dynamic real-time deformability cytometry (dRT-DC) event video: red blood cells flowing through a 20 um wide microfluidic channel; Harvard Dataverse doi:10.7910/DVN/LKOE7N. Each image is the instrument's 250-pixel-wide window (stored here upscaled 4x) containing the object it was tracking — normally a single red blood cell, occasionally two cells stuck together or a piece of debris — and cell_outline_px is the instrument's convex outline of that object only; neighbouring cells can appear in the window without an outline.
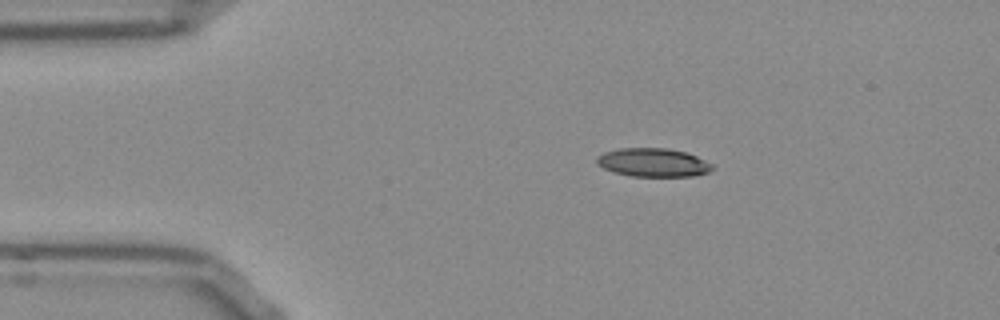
{"species": "Egyptian fruit bat (a non-hibernating species)", "species_latin": "Rousettus aegyptiacus", "temperature_condition": "room temperature", "stored_images_in_passage": 44, "camera_frame_rate_fps": 3000, "um_per_image_px": 0.085, "frame": {"image": 1, "passage_image": 1, "time_ms": 0.0, "image_size_px": [1000, 320], "cell_outline_px": [[716, 168], [708, 172], [692, 176], [632, 176], [616, 172], [604, 168], [596, 164], [596, 156], [604, 152], [620, 148], [668, 148], [688, 152], [712, 164]], "centroid_in_image_um": [55.53, 13.8], "position_along_channel_um": 29.5, "area_um2": 19.25}}
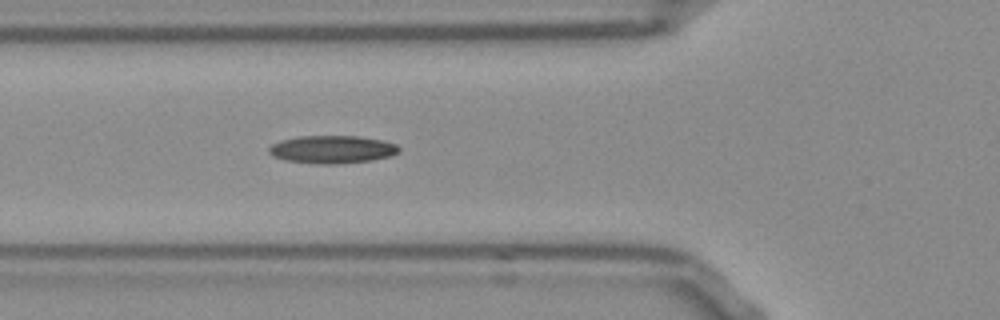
{"frame": {"image": 2, "passage_image": 10, "time_ms": 3.0, "image_size_px": [1000, 320], "cell_outline_px": [[400, 152], [392, 156], [372, 160], [332, 164], [316, 164], [284, 160], [272, 156], [268, 152], [268, 148], [272, 144], [280, 140], [300, 136], [356, 136], [384, 140], [396, 144], [400, 148]], "centroid_in_image_um": [28.24, 12.7], "position_along_channel_um": 97.6, "area_um2": 21.27}}
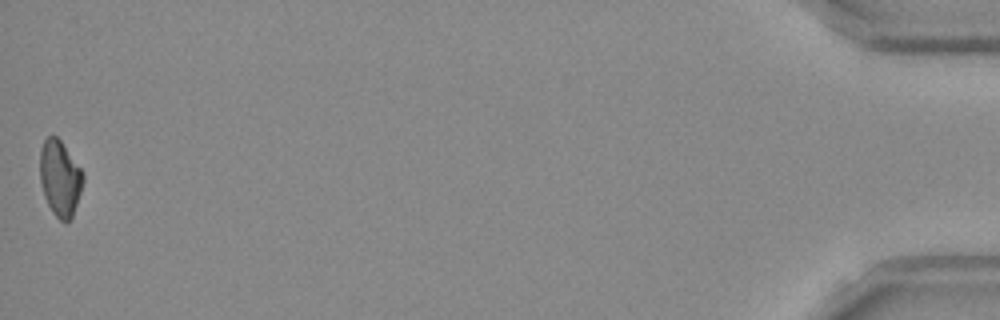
{"frame": {"image": 3, "passage_image": 44, "time_ms": 14.333, "image_size_px": [1000, 320], "cell_outline_px": [[84, 180], [72, 216], [64, 224], [52, 212], [44, 196], [40, 184], [40, 148], [44, 140], [48, 136], [56, 136], [60, 140], [84, 172]], "centroid_in_image_um": [5.09, 15.14], "position_along_channel_um": 430.1, "area_um2": 19.02}, "authors_computed_cell_mechanics": {"area_um2": 19.7098, "velocity_mm_per_s": 3.8379, "shape_relaxation_time_tau1_ms": 8.8966, "shape_relaxation_time_tau2_ms": null, "deformation_change_tau1": 0.2058, "deformation_change_tau2": null}}